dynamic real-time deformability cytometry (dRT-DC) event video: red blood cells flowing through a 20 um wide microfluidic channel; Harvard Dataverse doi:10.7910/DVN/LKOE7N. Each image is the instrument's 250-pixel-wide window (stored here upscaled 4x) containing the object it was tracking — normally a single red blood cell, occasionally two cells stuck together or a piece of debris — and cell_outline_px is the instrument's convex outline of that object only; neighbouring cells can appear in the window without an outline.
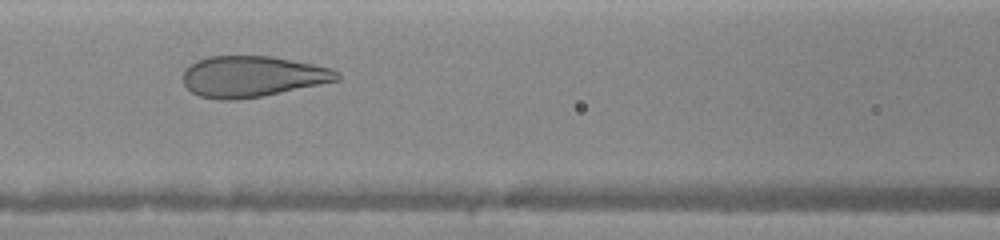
{"species": "human", "species_latin": "Homo sapiens", "temperature_condition": "warm", "stored_images_in_passage": 13, "camera_frame_rate_fps": 3000, "um_per_image_px": 0.085, "donor": {"sex": "female"}, "frame": {"image": 1, "passage_image": 12, "time_ms": 3.667, "image_size_px": [1000, 240], "cell_outline_px": [[340, 80], [264, 96], [236, 100], [216, 100], [200, 96], [192, 92], [184, 84], [184, 72], [196, 60], [208, 56], [272, 56], [332, 68], [340, 72]], "centroid_in_image_um": [21.48, 6.51], "position_along_channel_um": 145.1, "area_um2": 36.88}}